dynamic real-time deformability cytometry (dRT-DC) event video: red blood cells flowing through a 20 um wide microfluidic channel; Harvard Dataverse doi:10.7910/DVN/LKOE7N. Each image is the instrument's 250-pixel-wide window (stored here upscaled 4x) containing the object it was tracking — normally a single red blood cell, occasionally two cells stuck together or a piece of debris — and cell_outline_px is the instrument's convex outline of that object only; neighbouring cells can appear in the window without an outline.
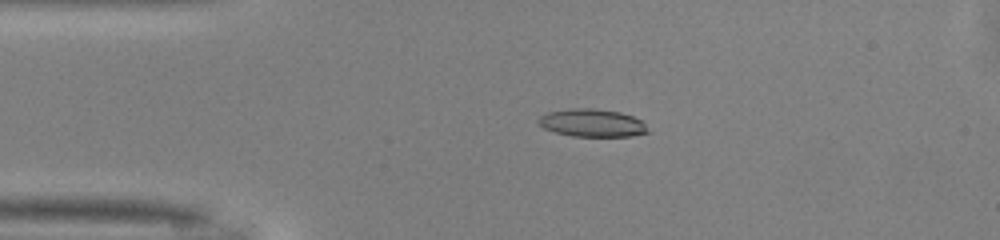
{"species": "common noctule bat (a hibernating species)", "species_latin": "Nyctalus noctula", "temperature_condition": "warm", "stored_images_in_passage": 49, "camera_frame_rate_fps": 3000, "um_per_image_px": 0.085, "animal": {"sex": "male", "body_mass_g": 13.0, "forearm_length_mm": 53.1}, "frame": {"image": 1, "passage_image": 10, "time_ms": 3.0, "image_size_px": [1000, 240], "cell_outline_px": [[648, 132], [632, 136], [572, 136], [556, 132], [544, 128], [536, 120], [540, 116], [548, 112], [568, 108], [592, 108], [620, 112], [632, 116], [640, 120], [644, 124]], "centroid_in_image_um": [50.29, 10.44], "position_along_channel_um": 34.7, "area_um2": 17.57}}
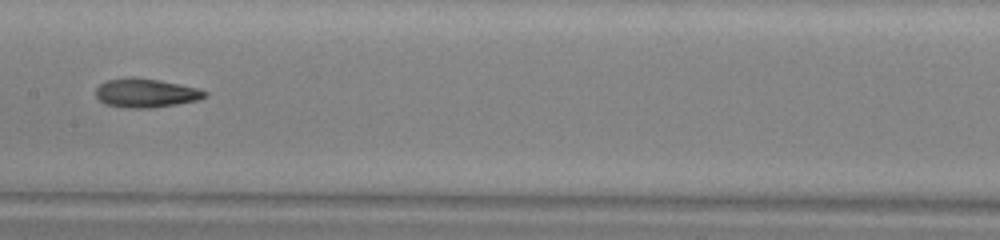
{"frame": {"image": 2, "passage_image": 24, "time_ms": 7.667, "image_size_px": [1000, 240], "cell_outline_px": [[208, 96], [196, 100], [176, 104], [152, 108], [128, 108], [108, 104], [100, 100], [96, 96], [96, 88], [100, 84], [108, 80], [128, 76], [132, 76], [160, 80], [196, 88], [208, 92]], "centroid_in_image_um": [12.39, 7.89], "position_along_channel_um": 195.0, "area_um2": 18.26}}
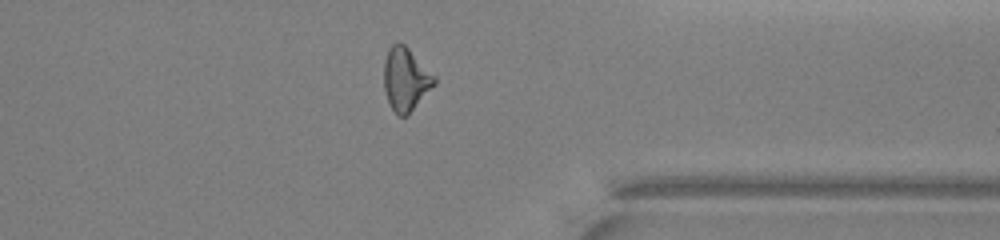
{"frame": {"image": 3, "passage_image": 38, "time_ms": 12.333, "image_size_px": [1000, 240], "cell_outline_px": [[436, 84], [408, 116], [400, 116], [392, 108], [388, 100], [384, 88], [384, 60], [388, 48], [392, 44], [404, 44], [436, 76]], "centroid_in_image_um": [34.5, 6.75], "position_along_channel_um": 376.9, "area_um2": 18.55}, "authors_computed_cell_mechanics": {"area_um2": 17.9758, "velocity_mm_per_s": 4.1137, "shape_relaxation_time_tau1_ms": 10.0086, "shape_relaxation_time_tau2_ms": 4.2162, "deformation_change_tau1": 0.2555, "deformation_change_tau2": 0.1482}}